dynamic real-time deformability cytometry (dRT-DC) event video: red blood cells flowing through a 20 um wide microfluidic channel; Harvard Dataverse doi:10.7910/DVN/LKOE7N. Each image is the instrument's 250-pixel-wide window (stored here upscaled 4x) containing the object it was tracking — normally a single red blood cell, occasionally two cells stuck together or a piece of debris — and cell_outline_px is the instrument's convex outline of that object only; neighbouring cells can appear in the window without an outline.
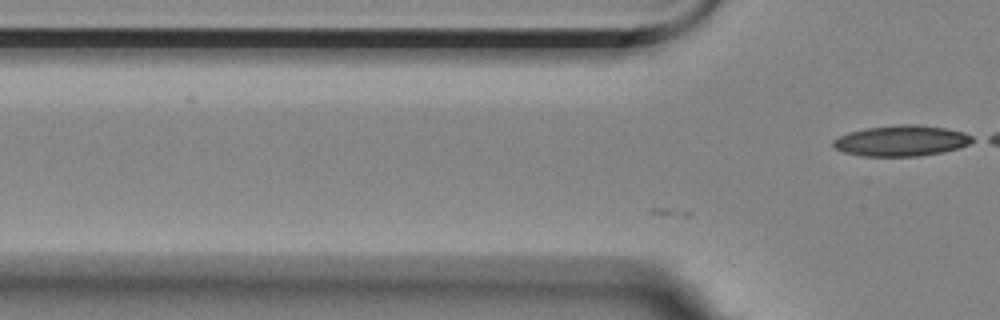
{"species": "Egyptian fruit bat (a non-hibernating species)", "species_latin": "Rousettus aegyptiacus", "temperature_condition": "room temperature", "stored_images_in_passage": 12, "camera_frame_rate_fps": 3000, "um_per_image_px": 0.085, "animal": {"sex": "female"}, "frame": {"image": 1, "passage_image": 12, "time_ms": 3.667, "image_size_px": [1000, 320], "cell_outline_px": [[976, 140], [960, 148], [944, 152], [920, 156], [860, 156], [844, 152], [836, 148], [832, 144], [832, 140], [848, 132], [864, 128], [896, 124], [916, 124], [944, 128], [964, 132], [972, 136]], "centroid_in_image_um": [76.62, 11.96], "position_along_channel_um": 49.2, "area_um2": 25.2}}